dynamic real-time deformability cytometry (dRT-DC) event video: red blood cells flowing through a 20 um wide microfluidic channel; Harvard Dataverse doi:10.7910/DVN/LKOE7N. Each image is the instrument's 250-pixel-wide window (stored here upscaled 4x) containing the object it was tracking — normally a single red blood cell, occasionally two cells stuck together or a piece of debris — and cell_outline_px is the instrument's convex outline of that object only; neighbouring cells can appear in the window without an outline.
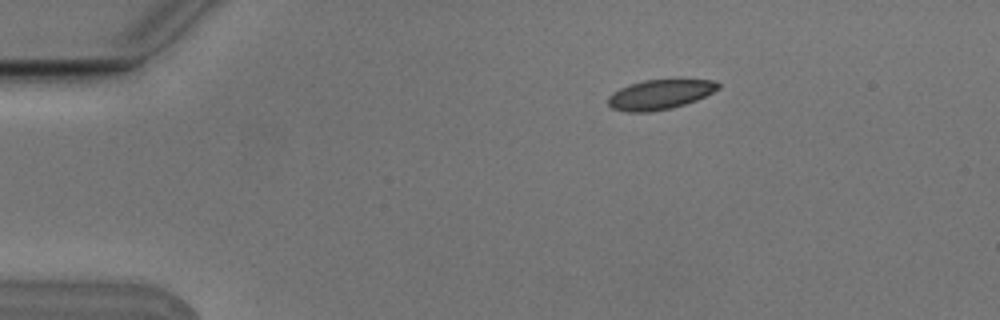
{"species": "Egyptian fruit bat (a non-hibernating species)", "species_latin": "Rousettus aegyptiacus", "temperature_condition": "cold", "stored_images_in_passage": 2, "camera_frame_rate_fps": 3000, "um_per_image_px": 0.085, "animal": {"sex": "male"}, "frame": {"image": 1, "passage_image": 1, "time_ms": 0.0, "image_size_px": [1000, 320], "cell_outline_px": [[720, 88], [696, 100], [672, 108], [652, 112], [624, 112], [612, 108], [608, 104], [608, 96], [612, 92], [620, 88], [644, 80], [716, 80], [720, 84]], "centroid_in_image_um": [56.07, 8.04], "position_along_channel_um": 28.9, "area_um2": 19.02}}